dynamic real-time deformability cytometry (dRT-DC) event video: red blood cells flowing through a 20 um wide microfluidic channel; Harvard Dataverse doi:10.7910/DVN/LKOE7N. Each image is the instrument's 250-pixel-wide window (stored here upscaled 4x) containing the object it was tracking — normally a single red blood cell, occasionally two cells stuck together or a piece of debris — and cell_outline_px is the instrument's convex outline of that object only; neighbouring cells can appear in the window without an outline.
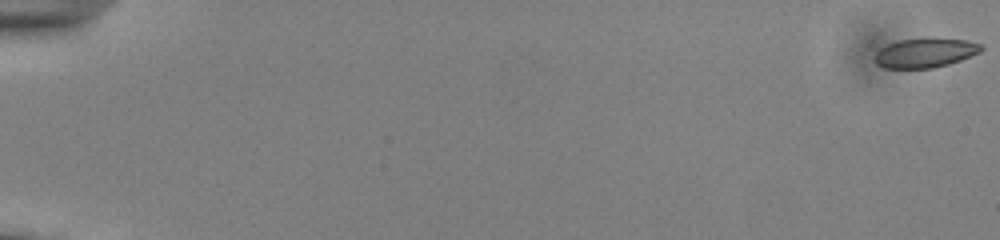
{"species": "common noctule bat (a hibernating species)", "species_latin": "Nyctalus noctula", "temperature_condition": "cold", "stored_images_in_passage": 55, "camera_frame_rate_fps": 3000, "um_per_image_px": 0.085, "animal": {"sex": "male", "body_mass_g": 13.0, "forearm_length_mm": 53.1}, "frame": {"image": 1, "passage_image": 1, "time_ms": 0.0, "image_size_px": [1000, 240], "cell_outline_px": [[984, 48], [980, 52], [960, 60], [948, 64], [932, 68], [884, 68], [876, 64], [872, 60], [876, 52], [880, 48], [888, 44], [900, 40], [964, 40], [980, 44]], "centroid_in_image_um": [78.57, 4.53], "position_along_channel_um": 6.4, "area_um2": 17.69}}
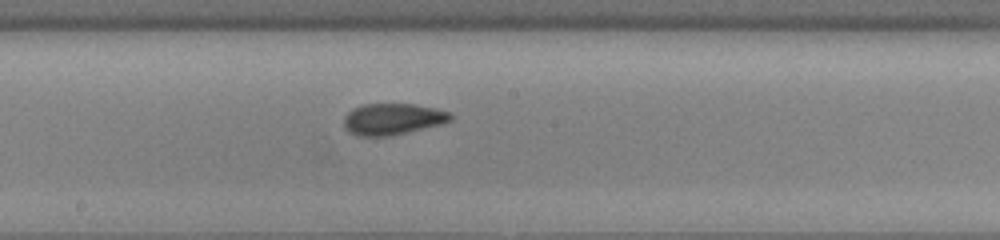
{"frame": {"image": 2, "passage_image": 32, "time_ms": 10.333, "image_size_px": [1000, 240], "cell_outline_px": [[452, 120], [440, 124], [408, 132], [388, 136], [356, 136], [348, 132], [344, 128], [344, 116], [352, 108], [364, 104], [416, 104], [436, 108], [452, 112]], "centroid_in_image_um": [33.36, 10.12], "position_along_channel_um": 214.8, "area_um2": 19.71}}
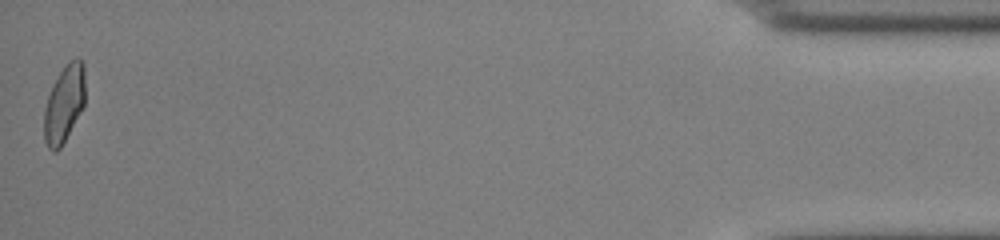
{"frame": {"image": 3, "passage_image": 55, "time_ms": 18.0, "image_size_px": [1000, 240], "cell_outline_px": [[84, 104], [60, 148], [56, 152], [52, 152], [48, 148], [44, 140], [44, 108], [52, 84], [68, 60], [76, 56], [80, 56], [84, 64]], "centroid_in_image_um": [5.44, 8.78], "position_along_channel_um": 429.8, "area_um2": 18.5}, "authors_computed_cell_mechanics": {"area_um2": 19.074, "velocity_mm_per_s": 3.8951, "shape_relaxation_time_tau1_ms": 7.1735, "shape_relaxation_time_tau2_ms": 1.2462, "deformation_change_tau1": 0.1316, "deformation_change_tau2": 0.0402}}